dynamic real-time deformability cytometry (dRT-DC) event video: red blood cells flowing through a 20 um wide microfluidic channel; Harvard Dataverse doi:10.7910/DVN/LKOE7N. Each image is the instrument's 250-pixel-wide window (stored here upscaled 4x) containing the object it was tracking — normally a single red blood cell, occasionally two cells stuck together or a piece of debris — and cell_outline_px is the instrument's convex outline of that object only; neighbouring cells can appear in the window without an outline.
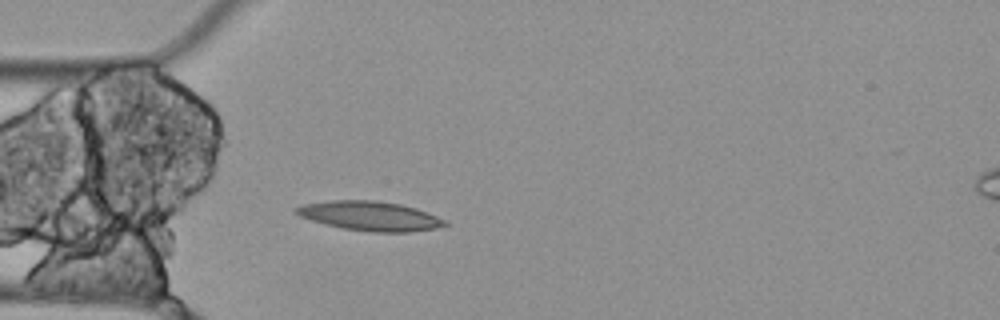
{"species": "Egyptian fruit bat (a non-hibernating species)", "species_latin": "Rousettus aegyptiacus", "temperature_condition": "cold", "stored_images_in_passage": 5, "camera_frame_rate_fps": 3000, "um_per_image_px": 0.085, "animal": {"sex": "female"}, "frame": {"image": 1, "passage_image": 5, "time_ms": 1.333, "image_size_px": [1000, 320], "cell_outline_px": [[448, 224], [436, 228], [408, 232], [372, 232], [344, 228], [312, 220], [300, 216], [292, 212], [292, 208], [300, 204], [332, 200], [376, 200], [400, 204], [416, 208], [428, 212], [448, 220]], "centroid_in_image_um": [31.44, 18.34], "position_along_channel_um": 53.6, "area_um2": 25.61}}